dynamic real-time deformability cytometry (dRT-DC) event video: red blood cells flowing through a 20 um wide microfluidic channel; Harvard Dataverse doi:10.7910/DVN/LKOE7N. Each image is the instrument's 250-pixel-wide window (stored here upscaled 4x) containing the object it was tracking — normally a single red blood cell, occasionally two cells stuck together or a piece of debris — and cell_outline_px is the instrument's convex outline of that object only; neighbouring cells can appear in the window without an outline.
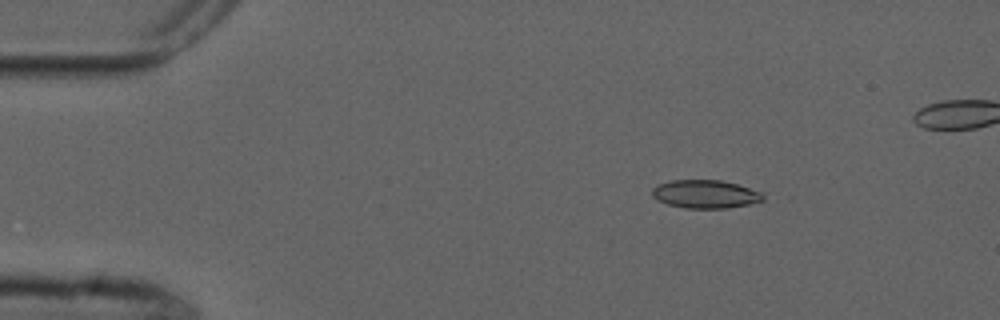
{"species": "common noctule bat (a hibernating species)", "species_latin": "Nyctalus noctula", "temperature_condition": "cold", "stored_images_in_passage": 6, "camera_frame_rate_fps": 3000, "um_per_image_px": 0.085, "animal": {"sex": "male", "forearm_length_mm": 52.5}, "frame": {"image": 1, "passage_image": 3, "time_ms": 2.333, "image_size_px": [1000, 320], "cell_outline_px": [[764, 200], [748, 204], [728, 208], [684, 208], [668, 204], [656, 200], [652, 196], [652, 188], [660, 184], [672, 180], [720, 180], [736, 184], [764, 192]], "centroid_in_image_um": [59.96, 16.5], "position_along_channel_um": 25.0, "area_um2": 18.26}}